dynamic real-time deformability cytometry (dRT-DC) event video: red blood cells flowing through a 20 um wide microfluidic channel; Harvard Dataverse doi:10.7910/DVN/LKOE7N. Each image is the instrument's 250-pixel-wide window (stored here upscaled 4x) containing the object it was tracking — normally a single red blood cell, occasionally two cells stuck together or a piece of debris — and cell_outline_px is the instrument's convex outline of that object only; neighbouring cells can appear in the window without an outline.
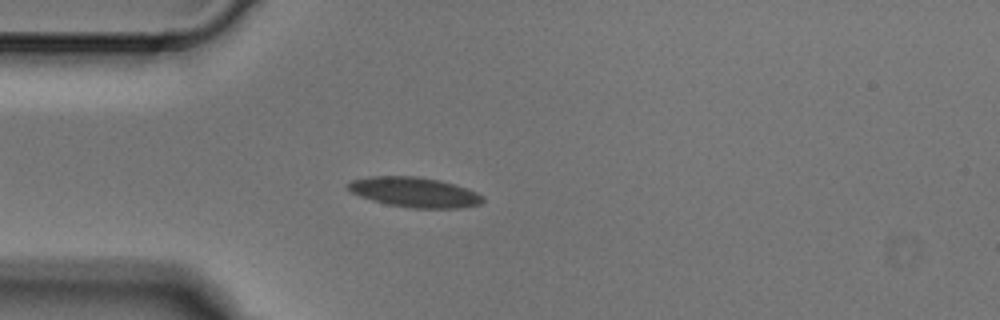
{"species": "Egyptian fruit bat (a non-hibernating species)", "species_latin": "Rousettus aegyptiacus", "temperature_condition": "cold", "stored_images_in_passage": 4, "camera_frame_rate_fps": 3000, "um_per_image_px": 0.085, "animal": {"sex": "male"}, "frame": {"image": 1, "passage_image": 4, "time_ms": 1.0, "image_size_px": [1000, 320], "cell_outline_px": [[484, 200], [480, 204], [456, 208], [412, 208], [388, 204], [372, 200], [360, 196], [352, 192], [348, 188], [348, 184], [352, 180], [368, 176], [420, 176], [440, 180], [468, 188], [484, 196]], "centroid_in_image_um": [35.26, 16.33], "position_along_channel_um": 49.7, "area_um2": 23.52}}